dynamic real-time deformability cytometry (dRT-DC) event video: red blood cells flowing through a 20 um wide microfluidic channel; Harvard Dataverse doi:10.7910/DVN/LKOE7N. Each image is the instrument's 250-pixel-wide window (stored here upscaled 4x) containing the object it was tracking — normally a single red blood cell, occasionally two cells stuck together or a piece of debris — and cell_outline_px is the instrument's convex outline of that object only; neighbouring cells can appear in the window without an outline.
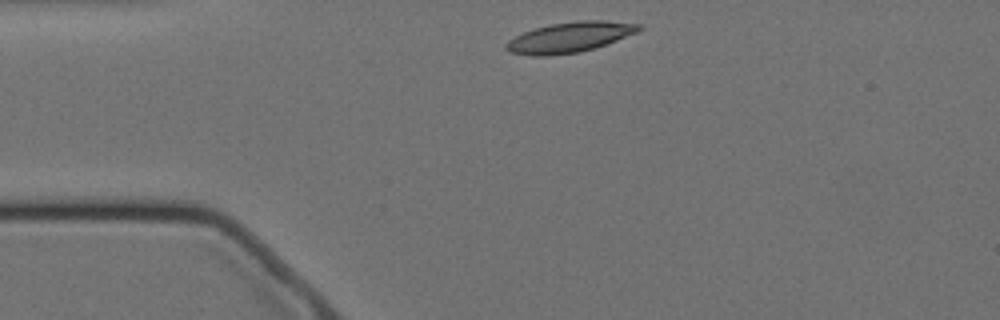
{"species": "Egyptian fruit bat (a non-hibernating species)", "species_latin": "Rousettus aegyptiacus", "temperature_condition": "cold", "stored_images_in_passage": 2, "camera_frame_rate_fps": 3000, "um_per_image_px": 0.085, "animal": {"sex": "female"}, "frame": {"image": 1, "passage_image": 1, "time_ms": 0.0, "image_size_px": [1000, 320], "cell_outline_px": [[644, 28], [640, 32], [592, 48], [576, 52], [548, 56], [532, 56], [508, 52], [504, 48], [504, 44], [508, 40], [524, 32], [536, 28], [552, 24], [580, 20], [604, 20], [640, 24]], "centroid_in_image_um": [48.42, 3.16], "position_along_channel_um": 36.6, "area_um2": 23.35}}